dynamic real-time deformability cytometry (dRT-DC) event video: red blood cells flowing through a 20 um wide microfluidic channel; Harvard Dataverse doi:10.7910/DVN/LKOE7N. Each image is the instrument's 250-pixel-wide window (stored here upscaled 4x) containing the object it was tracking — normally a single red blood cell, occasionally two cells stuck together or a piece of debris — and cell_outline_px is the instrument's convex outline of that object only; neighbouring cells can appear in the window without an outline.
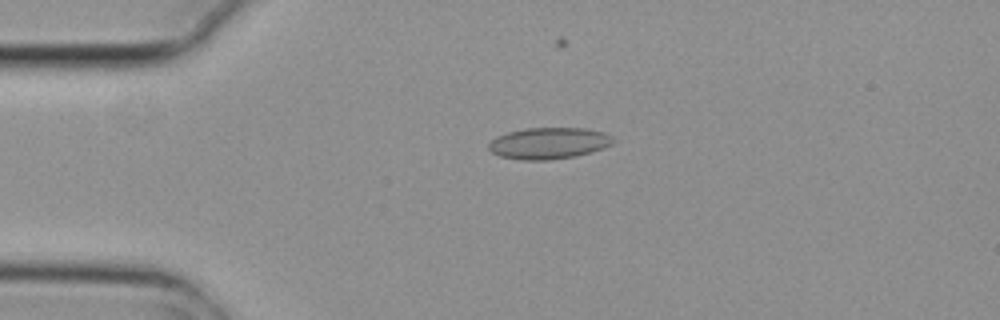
{"species": "common noctule bat (a hibernating species)", "species_latin": "Nyctalus noctula", "temperature_condition": "cold", "stored_images_in_passage": 5, "camera_frame_rate_fps": 3000, "um_per_image_px": 0.085, "animal": {"sex": "female", "body_mass_g": 29.2, "forearm_length_mm": 56.3}, "frame": {"image": 1, "passage_image": 3, "time_ms": 0.667, "image_size_px": [1000, 320], "cell_outline_px": [[616, 140], [612, 144], [604, 148], [592, 152], [572, 156], [548, 160], [524, 160], [500, 156], [492, 152], [488, 148], [488, 144], [496, 136], [508, 132], [524, 128], [584, 128], [604, 132], [612, 136]], "centroid_in_image_um": [46.66, 12.16], "position_along_channel_um": 38.3, "area_um2": 22.83}}